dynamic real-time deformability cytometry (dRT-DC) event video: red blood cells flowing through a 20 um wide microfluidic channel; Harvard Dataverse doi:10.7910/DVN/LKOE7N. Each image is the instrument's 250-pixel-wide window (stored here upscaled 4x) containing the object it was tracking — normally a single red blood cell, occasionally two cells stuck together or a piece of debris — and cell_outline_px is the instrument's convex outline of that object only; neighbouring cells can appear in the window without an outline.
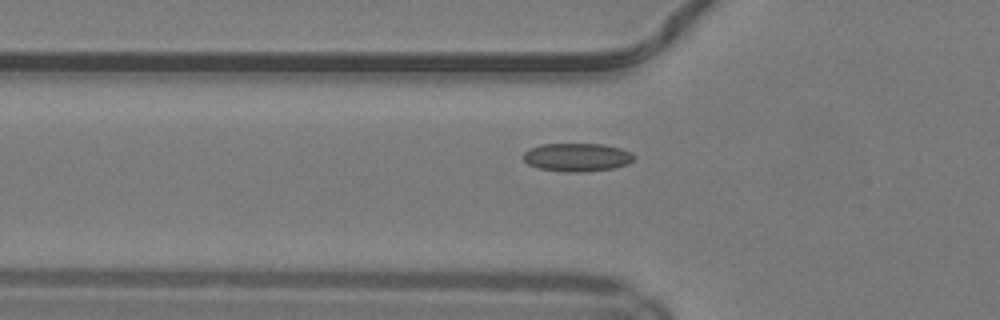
{"species": "common noctule bat (a hibernating species)", "species_latin": "Nyctalus noctula", "temperature_condition": "warm", "stored_images_in_passage": 36, "camera_frame_rate_fps": 3000, "um_per_image_px": 0.085, "animal": {"sex": "male", "body_mass_g": 19.2, "forearm_length_mm": 51.8}, "frame": {"image": 1, "passage_image": 4, "time_ms": 1.0, "image_size_px": [1000, 320], "cell_outline_px": [[636, 156], [628, 164], [612, 168], [584, 172], [564, 172], [540, 168], [528, 164], [520, 156], [528, 148], [540, 144], [604, 144], [620, 148], [632, 152]], "centroid_in_image_um": [49.02, 13.36], "position_along_channel_um": 76.8, "area_um2": 18.44}}
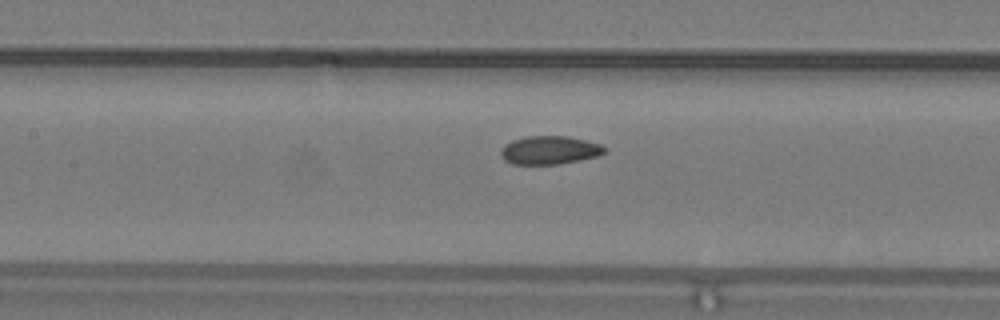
{"frame": {"image": 2, "passage_image": 10, "time_ms": 3.0, "image_size_px": [1000, 320], "cell_outline_px": [[604, 152], [596, 156], [580, 160], [560, 164], [512, 164], [504, 160], [500, 156], [500, 152], [504, 144], [512, 140], [528, 136], [568, 136], [600, 144], [604, 148]], "centroid_in_image_um": [46.65, 12.76], "position_along_channel_um": 160.7, "area_um2": 17.05}}
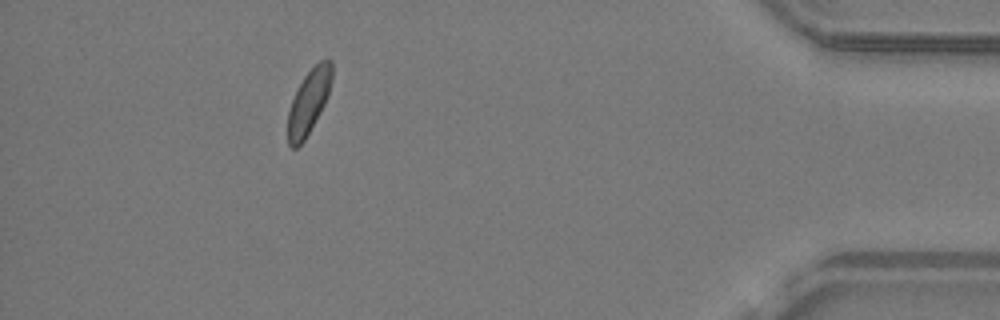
{"frame": {"image": 3, "passage_image": 32, "time_ms": 10.333, "image_size_px": [1000, 320], "cell_outline_px": [[332, 80], [328, 96], [320, 112], [304, 140], [296, 148], [292, 148], [288, 144], [288, 112], [296, 88], [304, 76], [320, 60], [328, 56], [332, 60]], "centroid_in_image_um": [26.26, 8.59], "position_along_channel_um": 408.9, "area_um2": 16.53}, "authors_computed_cell_mechanics": {"area_um2": 17.3978, "velocity_mm_per_s": 4.1352, "shape_relaxation_time_tau1_ms": 6.0805, "shape_relaxation_time_tau2_ms": 8.8245, "deformation_change_tau1": 0.0885, "deformation_change_tau2": 0.1162}}